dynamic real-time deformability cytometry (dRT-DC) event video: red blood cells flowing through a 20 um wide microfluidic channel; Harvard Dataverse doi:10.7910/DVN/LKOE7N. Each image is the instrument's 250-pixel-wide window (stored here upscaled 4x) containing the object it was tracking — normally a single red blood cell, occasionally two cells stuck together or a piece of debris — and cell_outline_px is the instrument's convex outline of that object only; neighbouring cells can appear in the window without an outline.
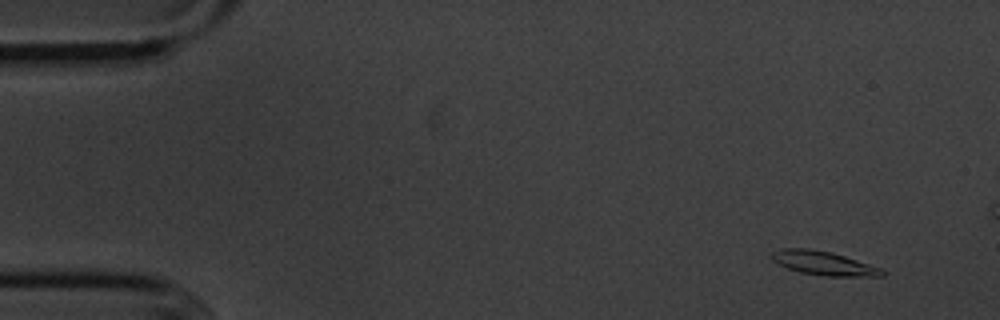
{"species": "common noctule bat (a hibernating species)", "species_latin": "Nyctalus noctula", "temperature_condition": "cold", "stored_images_in_passage": 6, "camera_frame_rate_fps": 3000, "um_per_image_px": 0.085, "animal": {"sex": "male", "body_mass_g": 20.1, "forearm_length_mm": 53.5}, "frame": {"image": 1, "passage_image": 2, "time_ms": 1.0, "image_size_px": [1000, 320], "cell_outline_px": [[884, 276], [824, 276], [800, 272], [788, 268], [772, 260], [772, 252], [780, 248], [808, 248], [832, 252], [880, 268], [884, 272]], "centroid_in_image_um": [69.97, 22.36], "position_along_channel_um": 15.0, "area_um2": 15.14}}